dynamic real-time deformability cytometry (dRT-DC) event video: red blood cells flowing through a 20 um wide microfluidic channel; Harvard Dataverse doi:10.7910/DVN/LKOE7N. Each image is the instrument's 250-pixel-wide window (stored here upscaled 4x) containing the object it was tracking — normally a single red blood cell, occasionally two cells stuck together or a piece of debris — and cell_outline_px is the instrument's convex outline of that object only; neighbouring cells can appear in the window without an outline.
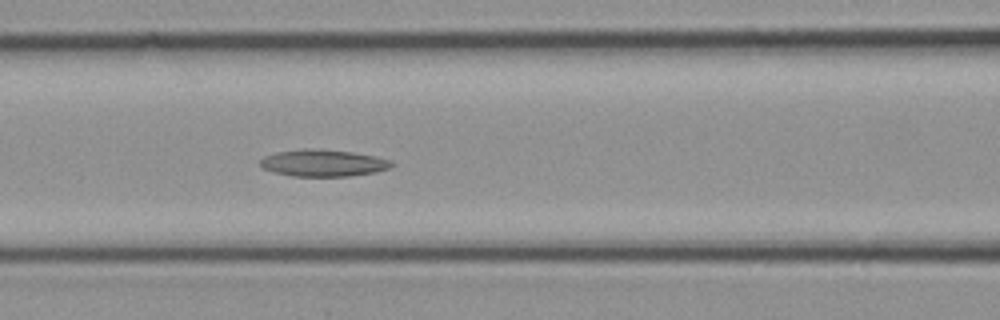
{"species": "common noctule bat (a hibernating species)", "species_latin": "Nyctalus noctula", "temperature_condition": "cold", "stored_images_in_passage": 13, "camera_frame_rate_fps": 3000, "um_per_image_px": 0.085, "animal": {"sex": "female", "body_mass_g": 21.9}, "frame": {"image": 1, "passage_image": 13, "time_ms": 4.0, "image_size_px": [1000, 320], "cell_outline_px": [[396, 164], [388, 168], [372, 172], [348, 176], [292, 176], [272, 172], [260, 168], [260, 160], [264, 156], [276, 152], [300, 148], [320, 148], [352, 152], [376, 156], [392, 160]], "centroid_in_image_um": [27.43, 13.84], "position_along_channel_um": 139.2, "area_um2": 20.87}}